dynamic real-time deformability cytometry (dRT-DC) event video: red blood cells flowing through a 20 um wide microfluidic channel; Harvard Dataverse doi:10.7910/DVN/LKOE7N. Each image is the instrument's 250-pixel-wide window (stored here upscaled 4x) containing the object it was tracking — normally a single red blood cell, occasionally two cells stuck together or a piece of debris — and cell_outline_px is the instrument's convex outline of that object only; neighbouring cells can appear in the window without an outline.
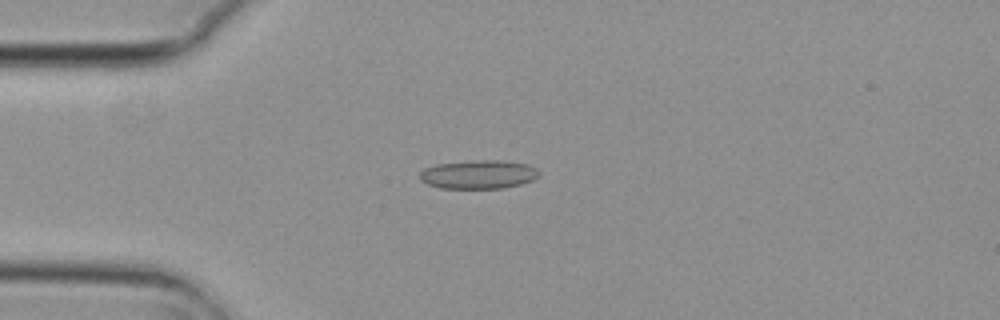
{"species": "common noctule bat (a hibernating species)", "species_latin": "Nyctalus noctula", "temperature_condition": "cold", "stored_images_in_passage": 4, "camera_frame_rate_fps": 3000, "um_per_image_px": 0.085, "animal": {"sex": "female", "body_mass_g": 29.2, "forearm_length_mm": 56.3}, "frame": {"image": 1, "passage_image": 2, "time_ms": 0.333, "image_size_px": [1000, 320], "cell_outline_px": [[540, 176], [532, 180], [520, 184], [504, 188], [440, 188], [428, 184], [420, 180], [420, 172], [424, 168], [436, 164], [480, 160], [500, 160], [528, 164], [536, 168], [540, 172]], "centroid_in_image_um": [40.69, 14.82], "position_along_channel_um": 44.3, "area_um2": 19.94}}
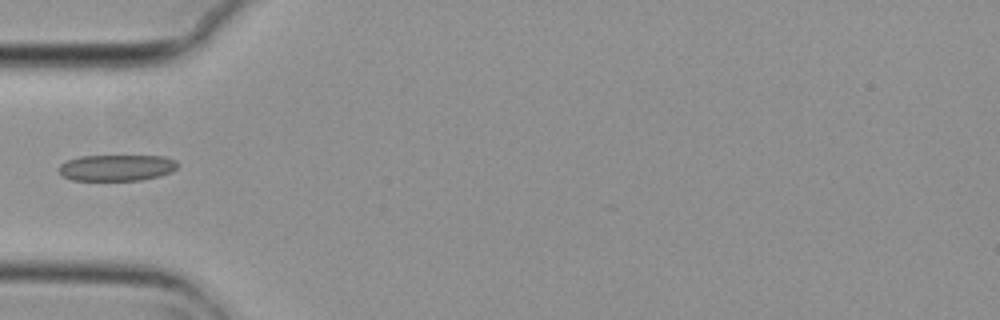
{"frame": {"image": 2, "passage_image": 3, "time_ms": 0.667, "image_size_px": [1000, 320], "cell_outline_px": [[176, 168], [172, 172], [160, 176], [140, 180], [72, 180], [64, 176], [60, 172], [60, 164], [68, 160], [80, 156], [164, 156], [176, 160]], "centroid_in_image_um": [9.94, 14.25], "position_along_channel_um": 75.1, "area_um2": 18.03}}
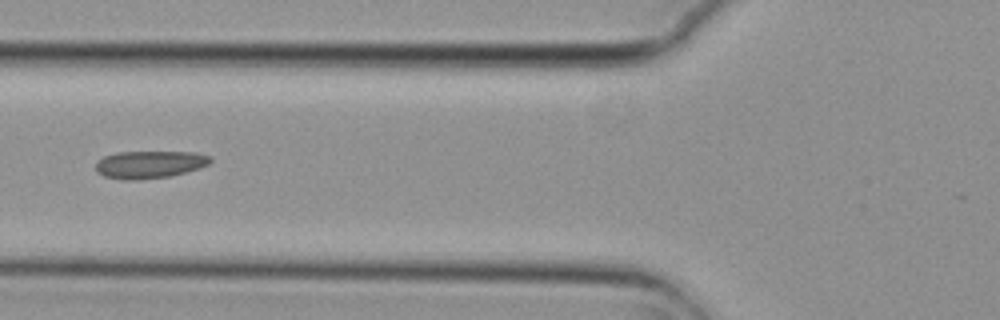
{"frame": {"image": 3, "passage_image": 4, "time_ms": 1.0, "image_size_px": [1000, 320], "cell_outline_px": [[212, 160], [208, 164], [200, 168], [168, 176], [136, 180], [124, 180], [104, 176], [96, 172], [96, 160], [104, 156], [116, 152], [196, 152], [212, 156]], "centroid_in_image_um": [12.7, 13.97], "position_along_channel_um": 113.1, "area_um2": 18.44}}